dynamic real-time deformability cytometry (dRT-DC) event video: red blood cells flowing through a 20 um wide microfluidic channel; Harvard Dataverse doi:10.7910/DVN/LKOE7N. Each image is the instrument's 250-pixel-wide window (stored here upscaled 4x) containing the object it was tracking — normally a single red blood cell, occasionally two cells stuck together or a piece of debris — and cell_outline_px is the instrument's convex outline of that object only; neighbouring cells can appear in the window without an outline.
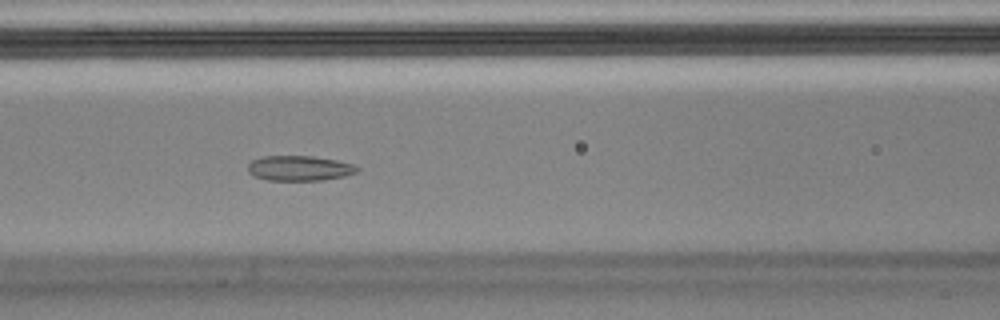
{"species": "Egyptian fruit bat (a non-hibernating species)", "species_latin": "Rousettus aegyptiacus", "temperature_condition": "cold", "stored_images_in_passage": 55, "segment_of_instrument_passage": [1, 2], "camera_frame_rate_fps": 3000, "um_per_image_px": 0.085, "animal": {"sex": "male"}, "frame": {"image": 1, "passage_image": 23, "time_ms": 7.333, "image_size_px": [1000, 320], "cell_outline_px": [[360, 168], [356, 172], [344, 176], [324, 180], [268, 180], [256, 176], [248, 172], [248, 164], [252, 160], [260, 156], [312, 156], [336, 160], [352, 164]], "centroid_in_image_um": [25.44, 14.29], "position_along_channel_um": 141.2, "area_um2": 15.9}}
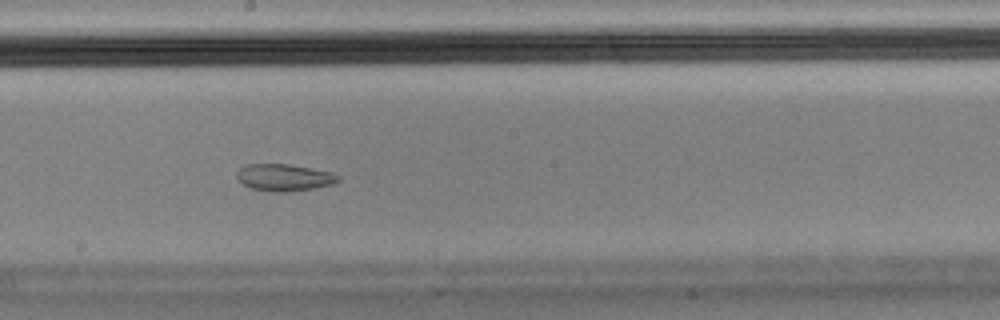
{"frame": {"image": 2, "passage_image": 30, "time_ms": 9.667, "image_size_px": [1000, 320], "cell_outline_px": [[340, 180], [332, 184], [316, 188], [288, 192], [276, 192], [252, 188], [244, 184], [236, 176], [236, 172], [244, 164], [288, 164], [332, 172], [340, 176]], "centroid_in_image_um": [24.17, 15.08], "position_along_channel_um": 224.0, "area_um2": 15.9}}